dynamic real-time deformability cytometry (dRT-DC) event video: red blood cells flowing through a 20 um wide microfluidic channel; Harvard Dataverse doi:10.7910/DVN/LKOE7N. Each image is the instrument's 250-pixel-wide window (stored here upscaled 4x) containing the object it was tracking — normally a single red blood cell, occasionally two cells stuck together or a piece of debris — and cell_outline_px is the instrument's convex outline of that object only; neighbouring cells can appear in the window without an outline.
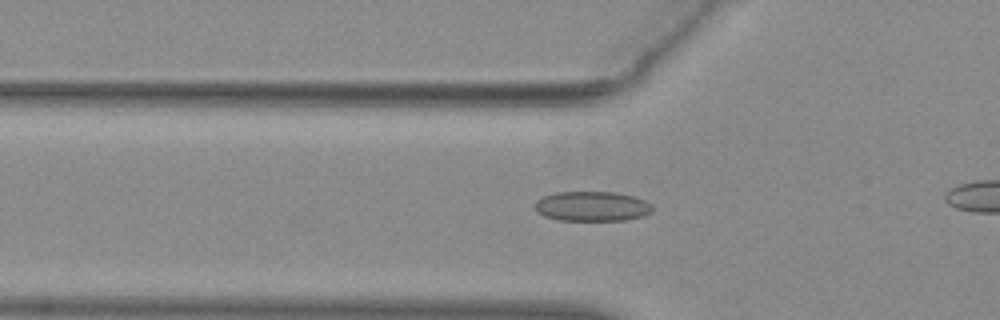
{"species": "common noctule bat (a hibernating species)", "species_latin": "Nyctalus noctula", "temperature_condition": "warm", "stored_images_in_passage": 46, "camera_frame_rate_fps": 3000, "um_per_image_px": 0.085, "animal": {"sex": "female", "body_mass_g": 29.2, "forearm_length_mm": 56.3}, "frame": {"image": 1, "passage_image": 19, "time_ms": 6.0, "image_size_px": [1000, 320], "cell_outline_px": [[652, 212], [644, 216], [624, 220], [560, 220], [544, 216], [536, 212], [536, 200], [544, 196], [556, 192], [616, 192], [632, 196], [644, 200], [652, 204]], "centroid_in_image_um": [50.33, 17.53], "position_along_channel_um": 75.5, "area_um2": 20.4}}
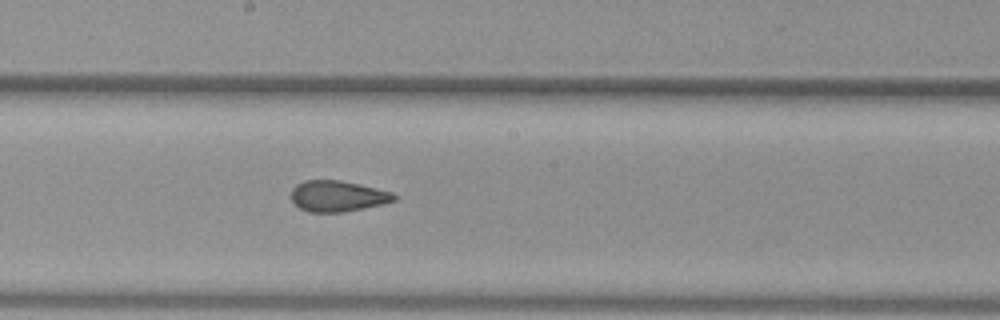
{"frame": {"image": 2, "passage_image": 30, "time_ms": 9.667, "image_size_px": [1000, 320], "cell_outline_px": [[396, 200], [384, 204], [344, 212], [308, 212], [300, 208], [292, 200], [292, 188], [296, 184], [304, 180], [340, 180], [360, 184], [392, 192], [396, 196]], "centroid_in_image_um": [28.71, 16.67], "position_along_channel_um": 219.5, "area_um2": 18.61}}
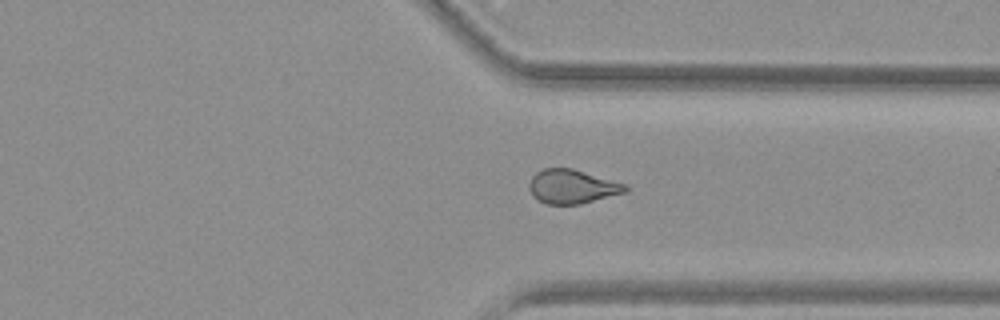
{"frame": {"image": 3, "passage_image": 41, "time_ms": 13.333, "image_size_px": [1000, 320], "cell_outline_px": [[628, 192], [580, 204], [548, 204], [532, 196], [528, 188], [528, 184], [532, 176], [536, 172], [544, 168], [572, 168], [628, 184]], "centroid_in_image_um": [48.65, 15.85], "position_along_channel_um": 362.7, "area_um2": 19.25}}